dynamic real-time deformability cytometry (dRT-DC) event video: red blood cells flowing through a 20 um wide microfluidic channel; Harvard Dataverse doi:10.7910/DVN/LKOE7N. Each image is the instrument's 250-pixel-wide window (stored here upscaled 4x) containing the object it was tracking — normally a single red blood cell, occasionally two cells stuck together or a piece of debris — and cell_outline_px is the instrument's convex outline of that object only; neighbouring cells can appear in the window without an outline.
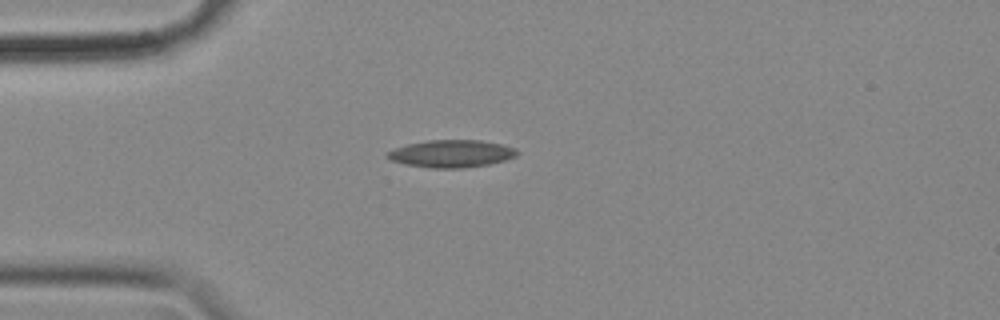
{"species": "common noctule bat (a hibernating species)", "species_latin": "Nyctalus noctula", "temperature_condition": "cold", "stored_images_in_passage": 43, "camera_frame_rate_fps": 3000, "um_per_image_px": 0.085, "animal": {"sex": "female", "body_mass_g": 18.4}, "frame": {"image": 1, "passage_image": 1, "time_ms": 0.0, "image_size_px": [1000, 320], "cell_outline_px": [[520, 152], [516, 156], [504, 160], [488, 164], [464, 168], [432, 168], [404, 164], [392, 160], [384, 156], [388, 152], [396, 148], [408, 144], [428, 140], [480, 140], [500, 144], [516, 148]], "centroid_in_image_um": [38.38, 13.06], "position_along_channel_um": 46.6, "area_um2": 20.63}}
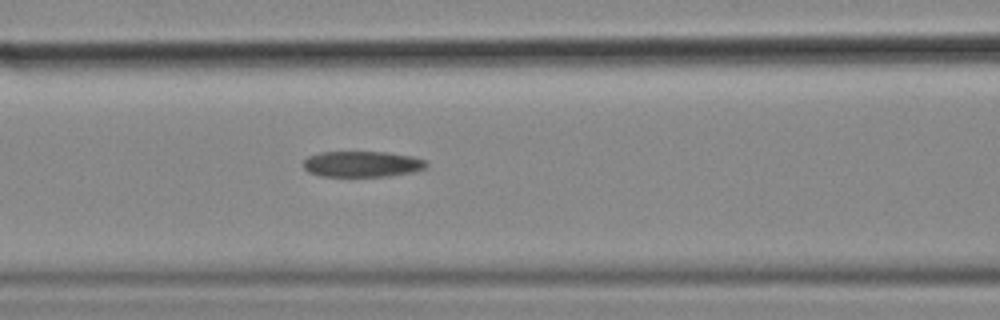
{"frame": {"image": 2, "passage_image": 10, "time_ms": 3.0, "image_size_px": [1000, 320], "cell_outline_px": [[428, 164], [424, 168], [412, 172], [388, 176], [320, 176], [308, 172], [304, 168], [304, 160], [308, 156], [320, 152], [388, 152], [412, 156], [428, 160]], "centroid_in_image_um": [30.79, 13.94], "position_along_channel_um": 135.8, "area_um2": 18.61}}
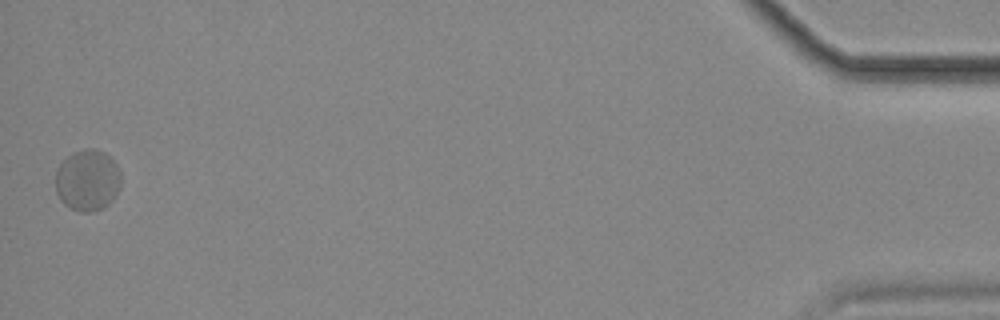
{"frame": {"image": 3, "passage_image": 43, "time_ms": 14.0, "image_size_px": [1000, 320], "cell_outline_px": [[120, 188], [112, 200], [104, 208], [92, 212], [80, 212], [64, 204], [60, 200], [56, 192], [56, 172], [60, 164], [72, 152], [84, 148], [96, 148], [104, 152], [116, 164], [120, 172]], "centroid_in_image_um": [7.44, 15.32], "position_along_channel_um": 427.8, "area_um2": 23.52}, "authors_computed_cell_mechanics": {"area_um2": 20.4034, "velocity_mm_per_s": 3.5021, "shape_relaxation_time_tau1_ms": null, "shape_relaxation_time_tau2_ms": 1.6337, "deformation_change_tau1": null, "deformation_change_tau2": 0.0511}}